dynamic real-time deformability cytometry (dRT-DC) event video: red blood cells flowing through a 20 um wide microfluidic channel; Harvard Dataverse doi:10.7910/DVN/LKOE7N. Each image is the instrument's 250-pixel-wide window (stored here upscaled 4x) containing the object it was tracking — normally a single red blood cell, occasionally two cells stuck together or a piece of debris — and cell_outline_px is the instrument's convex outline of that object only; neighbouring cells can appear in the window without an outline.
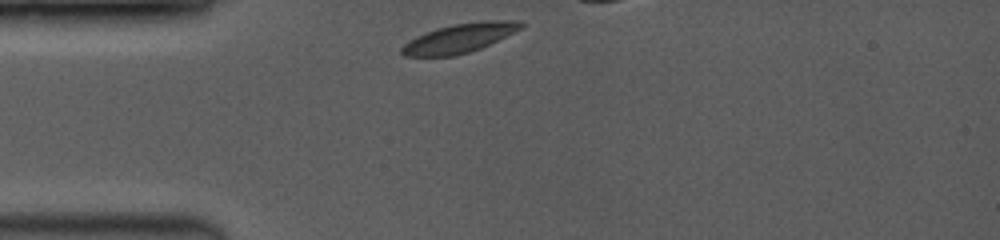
{"species": "common noctule bat (a hibernating species)", "species_latin": "Nyctalus noctula", "temperature_condition": "room temperature", "stored_images_in_passage": 14, "camera_frame_rate_fps": 3500, "um_per_image_px": 0.085, "animal": {"sex": "female", "body_mass_g": 19.0, "forearm_length_mm": 53.3}, "frame": {"image": 1, "passage_image": 1, "time_ms": 0.0, "image_size_px": [1000, 240], "cell_outline_px": [[528, 24], [524, 28], [480, 48], [468, 52], [452, 56], [404, 56], [400, 52], [400, 48], [408, 40], [416, 36], [452, 24], [484, 20], [520, 20]], "centroid_in_image_um": [39.12, 3.22], "position_along_channel_um": 45.9, "area_um2": 20.29}}
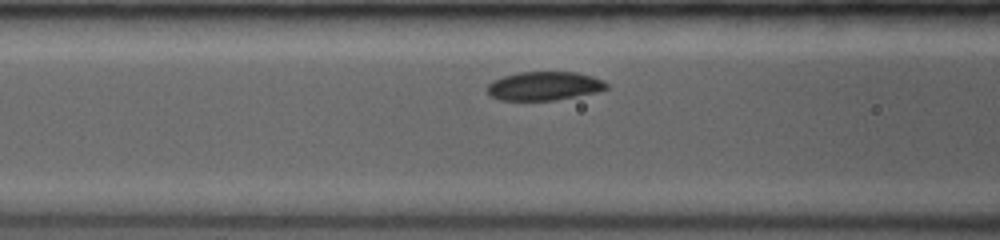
{"frame": {"image": 2, "passage_image": 13, "time_ms": 2.286, "image_size_px": [1000, 240], "cell_outline_px": [[608, 88], [596, 92], [556, 100], [500, 100], [488, 96], [488, 84], [492, 80], [516, 72], [576, 72], [592, 76], [604, 80], [608, 84]], "centroid_in_image_um": [46.24, 7.3], "position_along_channel_um": 120.4, "area_um2": 20.06}}